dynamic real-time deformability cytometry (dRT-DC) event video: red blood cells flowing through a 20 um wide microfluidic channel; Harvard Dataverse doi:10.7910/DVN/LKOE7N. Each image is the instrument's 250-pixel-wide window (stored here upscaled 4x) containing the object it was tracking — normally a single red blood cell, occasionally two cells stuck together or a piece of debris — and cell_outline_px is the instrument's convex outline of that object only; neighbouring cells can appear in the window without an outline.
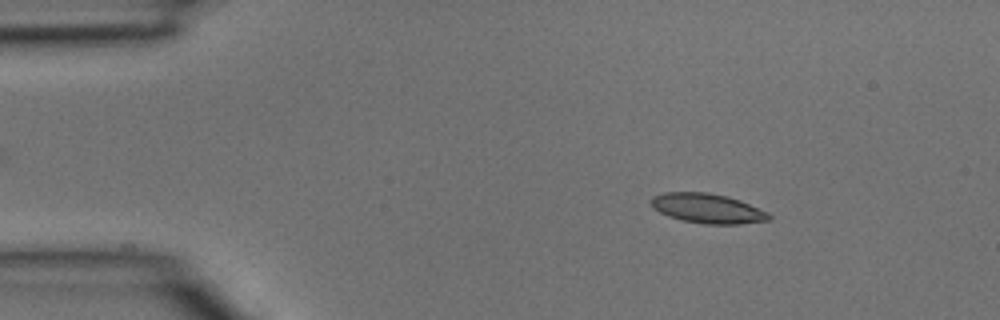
{"species": "common noctule bat (a hibernating species)", "species_latin": "Nyctalus noctula", "temperature_condition": "room temperature", "stored_images_in_passage": 34, "camera_frame_rate_fps": 3000, "um_per_image_px": 0.085, "animal": {"sex": "male", "body_mass_g": 15.6}, "frame": {"image": 1, "passage_image": 1, "time_ms": 0.0, "image_size_px": [1000, 320], "cell_outline_px": [[772, 216], [768, 220], [740, 224], [704, 224], [680, 220], [668, 216], [652, 208], [652, 196], [664, 192], [708, 192], [728, 196], [740, 200], [768, 212]], "centroid_in_image_um": [60.13, 17.71], "position_along_channel_um": 24.9, "area_um2": 20.46}}
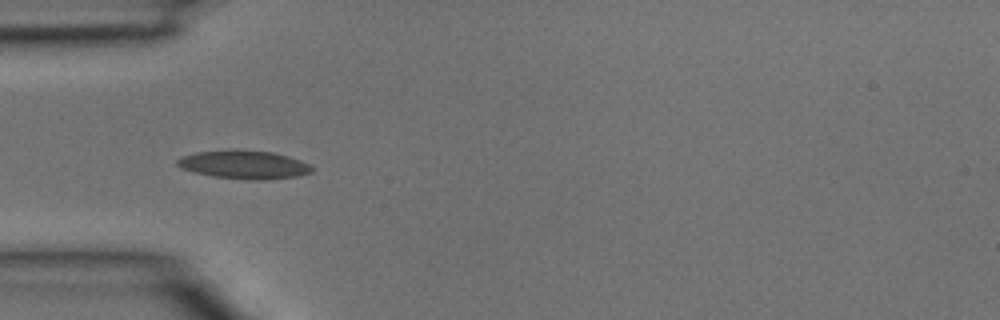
{"frame": {"image": 2, "passage_image": 7, "time_ms": 2.0, "image_size_px": [1000, 320], "cell_outline_px": [[312, 172], [300, 176], [264, 180], [252, 180], [212, 176], [180, 168], [176, 164], [176, 160], [184, 156], [196, 152], [228, 148], [236, 148], [272, 152], [288, 156], [300, 160], [308, 164], [312, 168]], "centroid_in_image_um": [20.73, 13.97], "position_along_channel_um": 64.3, "area_um2": 22.6}}
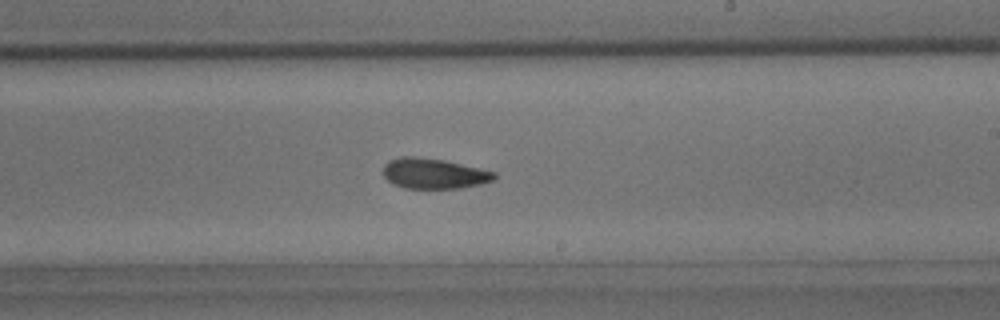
{"frame": {"image": 3, "passage_image": 18, "time_ms": 5.667, "image_size_px": [1000, 320], "cell_outline_px": [[496, 176], [492, 180], [480, 184], [460, 188], [404, 188], [392, 184], [384, 176], [384, 164], [388, 160], [400, 156], [416, 156], [444, 160], [480, 168], [496, 172]], "centroid_in_image_um": [36.85, 14.74], "position_along_channel_um": 252.2, "area_um2": 19.71}}